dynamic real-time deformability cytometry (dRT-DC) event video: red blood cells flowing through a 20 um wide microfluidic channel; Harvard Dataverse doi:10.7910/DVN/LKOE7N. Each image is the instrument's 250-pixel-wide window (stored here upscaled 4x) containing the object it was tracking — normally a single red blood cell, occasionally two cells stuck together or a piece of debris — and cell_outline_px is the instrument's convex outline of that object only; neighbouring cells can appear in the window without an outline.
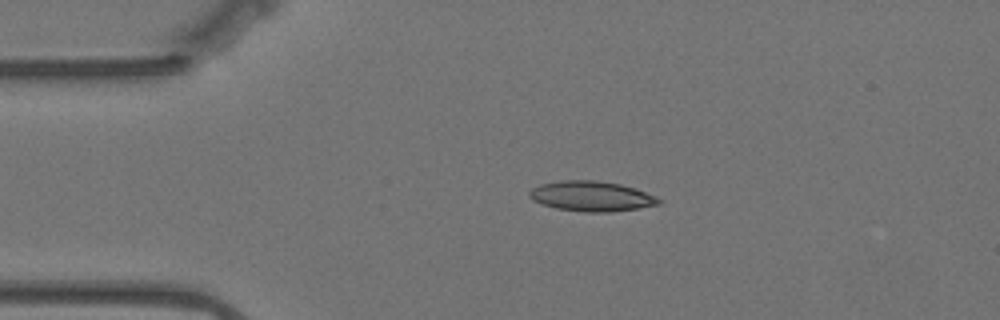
{"species": "Egyptian fruit bat (a non-hibernating species)", "species_latin": "Rousettus aegyptiacus", "temperature_condition": "warm", "stored_images_in_passage": 47, "camera_frame_rate_fps": 3000, "um_per_image_px": 0.085, "animal": {"sex": "female"}, "frame": {"image": 1, "passage_image": 1, "time_ms": 0.0, "image_size_px": [1000, 320], "cell_outline_px": [[660, 204], [640, 208], [612, 212], [584, 212], [556, 208], [532, 200], [528, 196], [528, 192], [532, 188], [540, 184], [560, 180], [596, 180], [620, 184], [656, 196], [660, 200]], "centroid_in_image_um": [50.24, 16.68], "position_along_channel_um": 34.8, "area_um2": 22.66}}
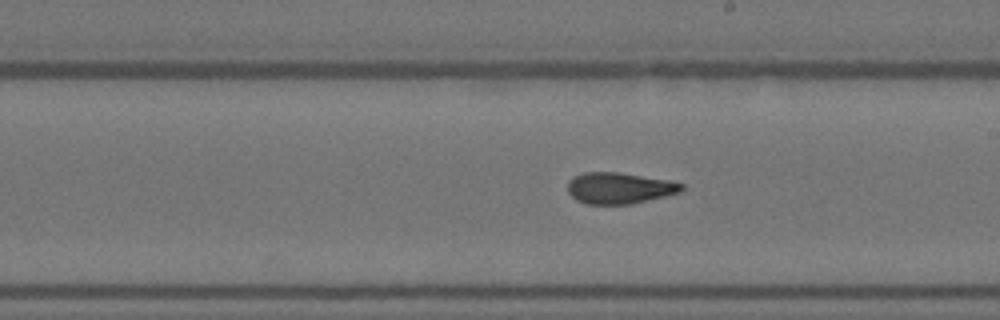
{"frame": {"image": 2, "passage_image": 21, "time_ms": 6.667, "image_size_px": [1000, 320], "cell_outline_px": [[684, 188], [680, 192], [632, 204], [588, 204], [576, 200], [568, 192], [568, 180], [572, 176], [584, 172], [620, 172], [668, 180], [684, 184]], "centroid_in_image_um": [52.62, 15.98], "position_along_channel_um": 236.4, "area_um2": 20.81}}
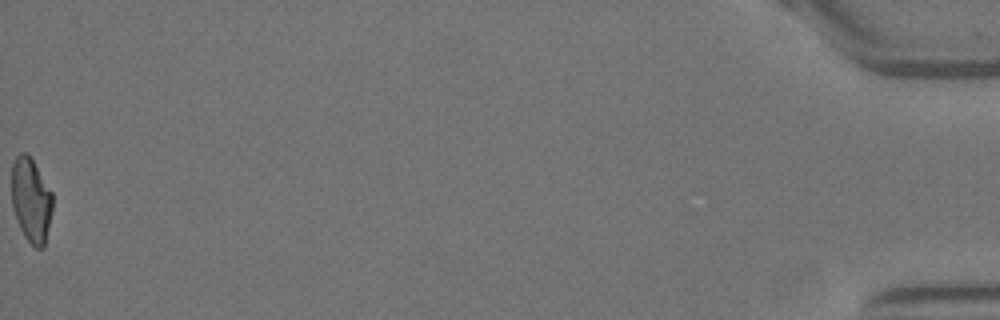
{"frame": {"image": 3, "passage_image": 47, "time_ms": 15.333, "image_size_px": [1000, 320], "cell_outline_px": [[52, 212], [44, 248], [36, 248], [24, 236], [20, 228], [12, 204], [12, 164], [16, 156], [20, 152], [24, 152], [32, 160], [52, 192]], "centroid_in_image_um": [2.65, 17.02], "position_along_channel_um": 432.6, "area_um2": 19.88}, "authors_computed_cell_mechanics": {"area_um2": 21.3282, "velocity_mm_per_s": 3.5108, "shape_relaxation_time_tau1_ms": 10.0534, "shape_relaxation_time_tau2_ms": 2.0151, "deformation_change_tau1": 0.2503, "deformation_change_tau2": 0.0874}}